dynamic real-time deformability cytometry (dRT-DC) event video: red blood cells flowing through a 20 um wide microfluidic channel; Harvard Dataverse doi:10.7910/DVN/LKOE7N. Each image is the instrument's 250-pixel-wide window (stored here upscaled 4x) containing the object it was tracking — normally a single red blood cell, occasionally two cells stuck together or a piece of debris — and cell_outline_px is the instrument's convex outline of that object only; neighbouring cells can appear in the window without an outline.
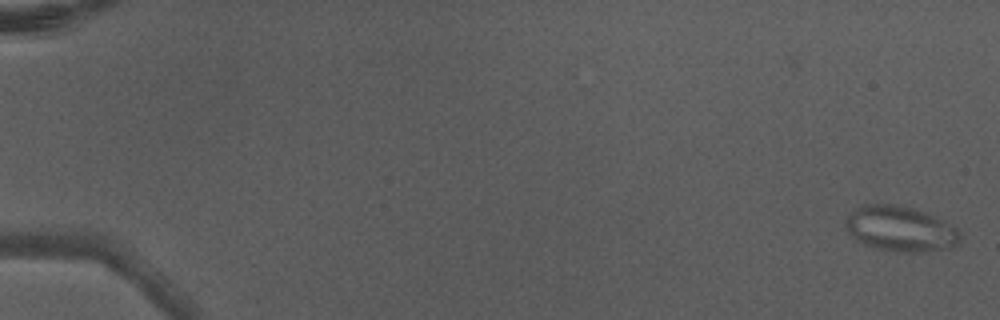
{"species": "Egyptian fruit bat (a non-hibernating species)", "species_latin": "Rousettus aegyptiacus", "temperature_condition": "warm", "stored_images_in_passage": 5, "camera_frame_rate_fps": 3000, "um_per_image_px": 0.085, "animal": {"sex": "male"}, "frame": {"image": 1, "passage_image": 1, "time_ms": 0.0, "image_size_px": [1000, 320], "cell_outline_px": [[960, 240], [952, 248], [924, 252], [896, 252], [876, 248], [864, 244], [856, 240], [848, 232], [844, 224], [848, 216], [856, 208], [864, 204], [896, 204], [912, 208], [924, 212], [956, 228], [960, 232]], "centroid_in_image_um": [76.51, 19.47], "position_along_channel_um": 8.5, "area_um2": 30.11}}
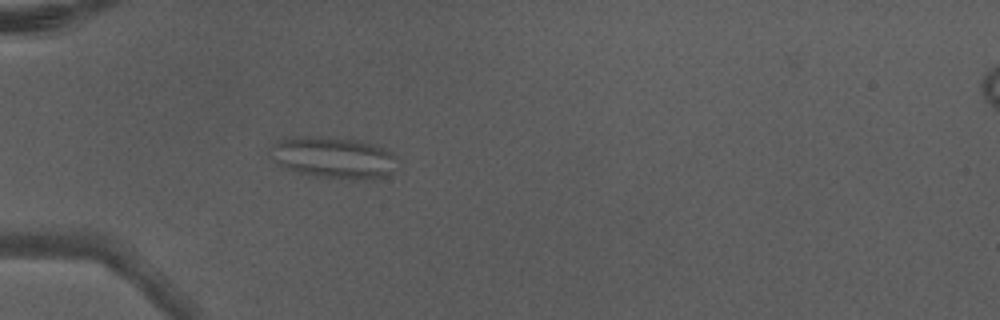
{"frame": {"image": 2, "passage_image": 5, "time_ms": 1.333, "image_size_px": [1000, 320], "cell_outline_px": [[396, 156], [392, 172], [388, 176], [356, 180], [352, 180], [312, 176], [284, 168], [268, 156], [268, 148], [284, 136], [320, 136], [360, 140], [376, 144], [392, 152]], "centroid_in_image_um": [28.28, 13.38], "position_along_channel_um": 56.7, "area_um2": 31.44}}